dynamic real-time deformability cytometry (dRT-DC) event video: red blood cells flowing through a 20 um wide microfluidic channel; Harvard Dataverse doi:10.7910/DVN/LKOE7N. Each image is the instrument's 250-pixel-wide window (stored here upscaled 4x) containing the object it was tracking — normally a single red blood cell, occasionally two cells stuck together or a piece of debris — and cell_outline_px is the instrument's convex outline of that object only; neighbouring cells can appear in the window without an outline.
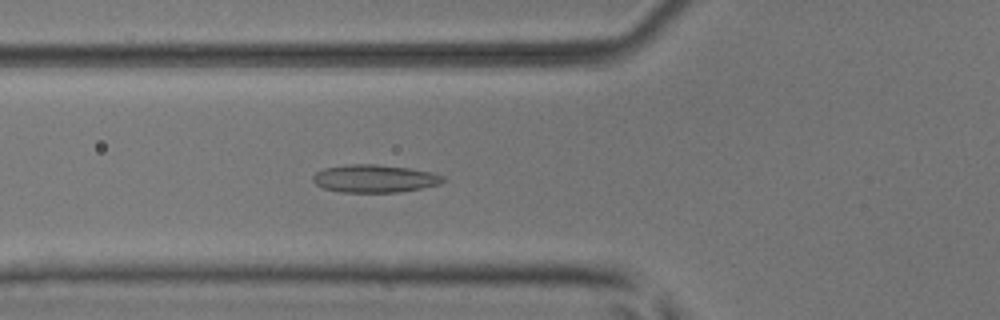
{"species": "common noctule bat (a hibernating species)", "species_latin": "Nyctalus noctula", "temperature_condition": "room temperature", "stored_images_in_passage": 53, "camera_frame_rate_fps": 3000, "um_per_image_px": 0.085, "animal": {"sex": "male", "body_mass_g": 17.9, "forearm_length_mm": 54.2}, "frame": {"image": 1, "passage_image": 20, "time_ms": 6.333, "image_size_px": [1000, 320], "cell_outline_px": [[444, 180], [440, 184], [400, 192], [340, 192], [324, 188], [316, 184], [312, 180], [312, 176], [316, 172], [324, 168], [348, 164], [376, 164], [408, 168], [432, 172], [444, 176]], "centroid_in_image_um": [31.82, 15.17], "position_along_channel_um": 94.0, "area_um2": 21.04}}
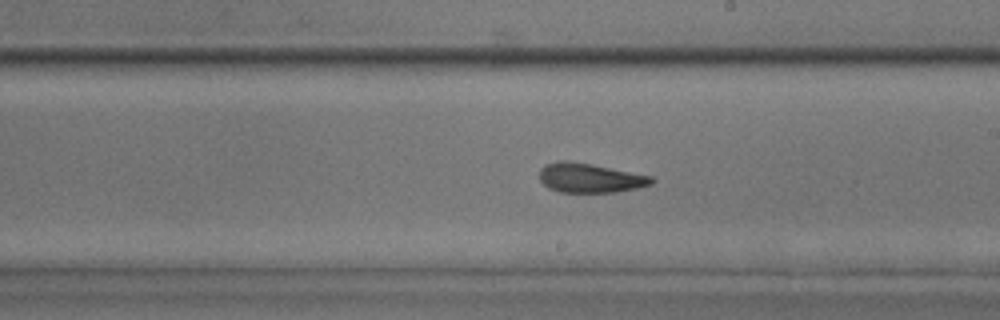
{"frame": {"image": 2, "passage_image": 31, "time_ms": 10.0, "image_size_px": [1000, 320], "cell_outline_px": [[656, 180], [652, 184], [636, 188], [616, 192], [560, 192], [548, 188], [540, 180], [540, 168], [544, 164], [560, 160], [568, 160], [592, 164], [652, 176]], "centroid_in_image_um": [50.13, 15.11], "position_along_channel_um": 238.9, "area_um2": 19.31}}
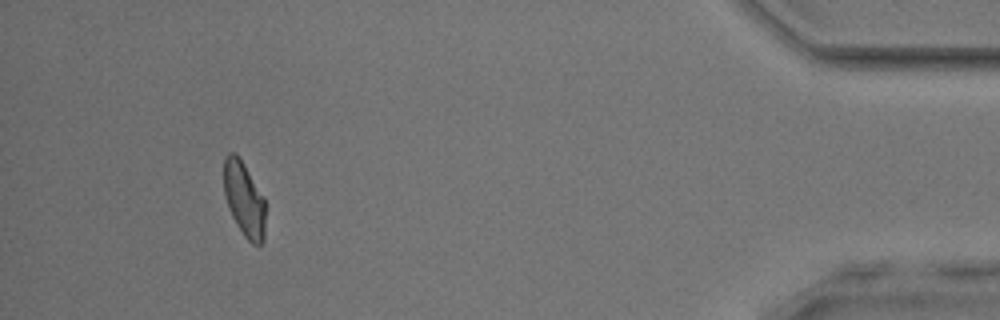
{"frame": {"image": 3, "passage_image": 49, "time_ms": 16.0, "image_size_px": [1000, 320], "cell_outline_px": [[264, 240], [260, 244], [252, 244], [244, 236], [232, 216], [228, 208], [224, 196], [224, 156], [228, 152], [236, 152], [244, 164], [264, 196]], "centroid_in_image_um": [20.73, 16.89], "position_along_channel_um": 414.5, "area_um2": 18.15}, "authors_computed_cell_mechanics": {"area_um2": 19.363, "velocity_mm_per_s": 3.9658, "shape_relaxation_time_tau1_ms": null, "shape_relaxation_time_tau2_ms": 2.3147, "deformation_change_tau1": null, "deformation_change_tau2": 0.0877}}